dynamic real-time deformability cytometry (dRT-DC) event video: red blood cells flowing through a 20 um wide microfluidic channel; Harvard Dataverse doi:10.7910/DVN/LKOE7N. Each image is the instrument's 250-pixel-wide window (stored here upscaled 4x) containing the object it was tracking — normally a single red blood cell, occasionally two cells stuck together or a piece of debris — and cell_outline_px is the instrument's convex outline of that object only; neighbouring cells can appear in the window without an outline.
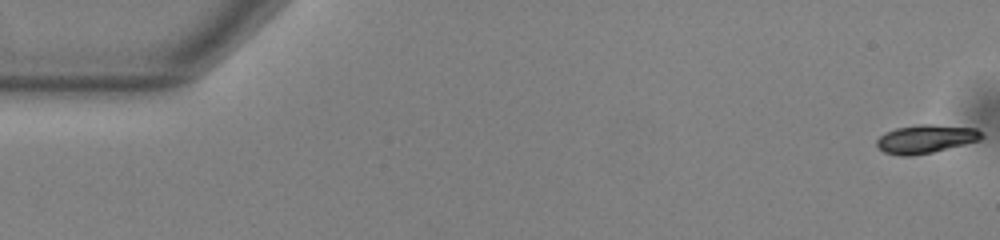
{"species": "common noctule bat (a hibernating species)", "species_latin": "Nyctalus noctula", "temperature_condition": "warm", "stored_images_in_passage": 54, "camera_frame_rate_fps": 3000, "um_per_image_px": 0.085, "animal": {"sex": "male", "body_mass_g": 13.0, "forearm_length_mm": 53.1}, "frame": {"image": 1, "passage_image": 1, "time_ms": 0.0, "image_size_px": [1000, 240], "cell_outline_px": [[984, 136], [980, 140], [932, 152], [912, 156], [900, 156], [884, 152], [876, 144], [876, 140], [884, 132], [896, 128], [920, 124], [932, 124], [976, 128]], "centroid_in_image_um": [78.67, 11.8], "position_along_channel_um": 6.3, "area_um2": 17.34}}
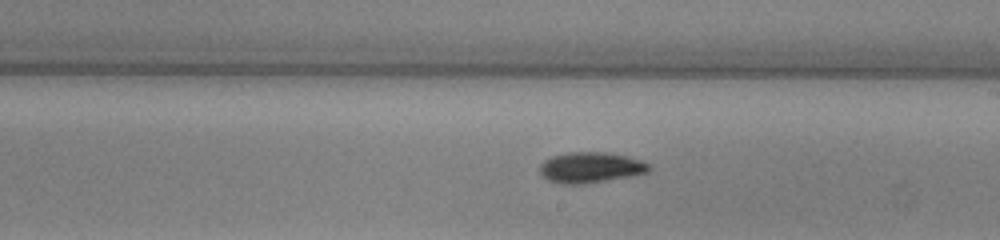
{"frame": {"image": 2, "passage_image": 31, "time_ms": 10.0, "image_size_px": [1000, 240], "cell_outline_px": [[652, 168], [648, 172], [628, 176], [584, 184], [564, 184], [548, 180], [540, 176], [540, 164], [544, 160], [552, 156], [568, 152], [608, 152], [628, 156], [652, 164]], "centroid_in_image_um": [50.2, 14.22], "position_along_channel_um": 238.8, "area_um2": 19.65}}
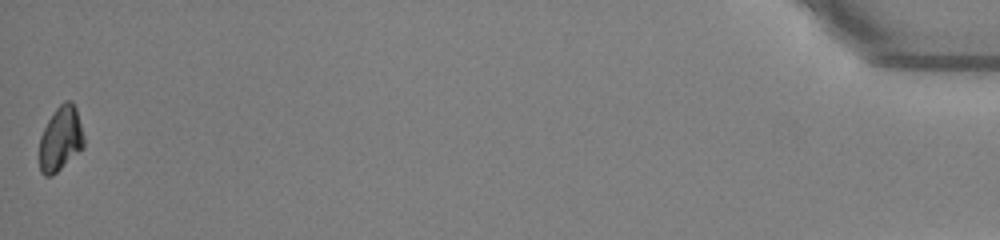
{"frame": {"image": 3, "passage_image": 54, "time_ms": 17.667, "image_size_px": [1000, 240], "cell_outline_px": [[84, 148], [52, 176], [44, 176], [40, 172], [40, 136], [48, 120], [56, 108], [64, 100], [72, 100], [76, 108], [84, 136]], "centroid_in_image_um": [5.16, 11.79], "position_along_channel_um": 430.0, "area_um2": 16.82}, "authors_computed_cell_mechanics": {"area_um2": 18.0047, "velocity_mm_per_s": 3.8277, "shape_relaxation_time_tau1_ms": 2.5398, "shape_relaxation_time_tau2_ms": 5.3596, "deformation_change_tau1": 0.1109, "deformation_change_tau2": 0.0772}}